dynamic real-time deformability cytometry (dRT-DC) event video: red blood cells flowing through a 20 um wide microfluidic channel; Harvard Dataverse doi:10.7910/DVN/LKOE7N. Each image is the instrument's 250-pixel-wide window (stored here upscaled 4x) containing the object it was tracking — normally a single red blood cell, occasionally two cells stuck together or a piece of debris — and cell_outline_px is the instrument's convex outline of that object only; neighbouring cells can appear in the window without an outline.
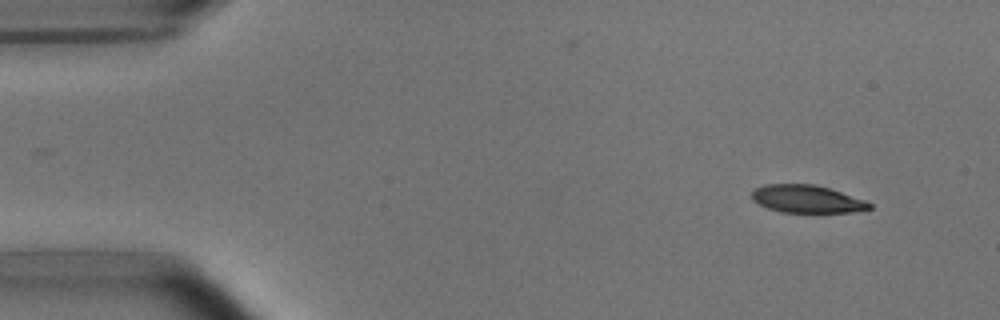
{"species": "common noctule bat (a hibernating species)", "species_latin": "Nyctalus noctula", "temperature_condition": "room temperature", "stored_images_in_passage": 3, "camera_frame_rate_fps": 3000, "um_per_image_px": 0.085, "animal": {"sex": "male", "body_mass_g": 15.6}, "frame": {"image": 1, "passage_image": 1, "time_ms": 0.0, "image_size_px": [1000, 320], "cell_outline_px": [[872, 208], [860, 212], [784, 212], [768, 208], [752, 200], [752, 192], [756, 188], [764, 184], [816, 184], [868, 200], [872, 204]], "centroid_in_image_um": [68.66, 16.91], "position_along_channel_um": 16.3, "area_um2": 19.13}}